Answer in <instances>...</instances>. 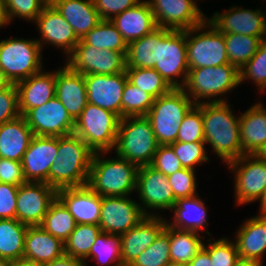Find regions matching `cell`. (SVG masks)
Here are the masks:
<instances>
[{
	"mask_svg": "<svg viewBox=\"0 0 266 266\" xmlns=\"http://www.w3.org/2000/svg\"><path fill=\"white\" fill-rule=\"evenodd\" d=\"M197 196L177 199L171 208V211H174V220L172 223H166V225L199 234L200 230H206L207 235L211 236L206 229L207 208L204 201Z\"/></svg>",
	"mask_w": 266,
	"mask_h": 266,
	"instance_id": "1f68e13d",
	"label": "cell"
},
{
	"mask_svg": "<svg viewBox=\"0 0 266 266\" xmlns=\"http://www.w3.org/2000/svg\"><path fill=\"white\" fill-rule=\"evenodd\" d=\"M86 262L87 261L83 259H77L64 254L60 258L54 259L52 262H49L44 266H87Z\"/></svg>",
	"mask_w": 266,
	"mask_h": 266,
	"instance_id": "9f6ffc18",
	"label": "cell"
},
{
	"mask_svg": "<svg viewBox=\"0 0 266 266\" xmlns=\"http://www.w3.org/2000/svg\"><path fill=\"white\" fill-rule=\"evenodd\" d=\"M187 266H212L209 253L202 248L187 264Z\"/></svg>",
	"mask_w": 266,
	"mask_h": 266,
	"instance_id": "6f0895ef",
	"label": "cell"
},
{
	"mask_svg": "<svg viewBox=\"0 0 266 266\" xmlns=\"http://www.w3.org/2000/svg\"><path fill=\"white\" fill-rule=\"evenodd\" d=\"M127 80L126 71L113 75H84L87 102L110 110L121 118L122 92Z\"/></svg>",
	"mask_w": 266,
	"mask_h": 266,
	"instance_id": "d6986e66",
	"label": "cell"
},
{
	"mask_svg": "<svg viewBox=\"0 0 266 266\" xmlns=\"http://www.w3.org/2000/svg\"><path fill=\"white\" fill-rule=\"evenodd\" d=\"M27 225L14 219H0V257L10 261L23 258Z\"/></svg>",
	"mask_w": 266,
	"mask_h": 266,
	"instance_id": "836d02e7",
	"label": "cell"
},
{
	"mask_svg": "<svg viewBox=\"0 0 266 266\" xmlns=\"http://www.w3.org/2000/svg\"><path fill=\"white\" fill-rule=\"evenodd\" d=\"M34 134L25 118H18L0 125V158L21 162Z\"/></svg>",
	"mask_w": 266,
	"mask_h": 266,
	"instance_id": "4dcf8cb0",
	"label": "cell"
},
{
	"mask_svg": "<svg viewBox=\"0 0 266 266\" xmlns=\"http://www.w3.org/2000/svg\"><path fill=\"white\" fill-rule=\"evenodd\" d=\"M55 71L43 72V69L16 83L18 91V109L21 116L28 110L42 106L55 96Z\"/></svg>",
	"mask_w": 266,
	"mask_h": 266,
	"instance_id": "d4e9b609",
	"label": "cell"
},
{
	"mask_svg": "<svg viewBox=\"0 0 266 266\" xmlns=\"http://www.w3.org/2000/svg\"><path fill=\"white\" fill-rule=\"evenodd\" d=\"M107 152L93 154L87 185L100 196H130L135 190L138 166L119 157L103 159ZM104 154V155H103Z\"/></svg>",
	"mask_w": 266,
	"mask_h": 266,
	"instance_id": "3957f363",
	"label": "cell"
},
{
	"mask_svg": "<svg viewBox=\"0 0 266 266\" xmlns=\"http://www.w3.org/2000/svg\"><path fill=\"white\" fill-rule=\"evenodd\" d=\"M151 166L160 171L166 177L183 169L180 160L177 158L170 145H159Z\"/></svg>",
	"mask_w": 266,
	"mask_h": 266,
	"instance_id": "f907efd6",
	"label": "cell"
},
{
	"mask_svg": "<svg viewBox=\"0 0 266 266\" xmlns=\"http://www.w3.org/2000/svg\"><path fill=\"white\" fill-rule=\"evenodd\" d=\"M65 254L64 243L41 226H28L25 235L23 258L43 265Z\"/></svg>",
	"mask_w": 266,
	"mask_h": 266,
	"instance_id": "f546056e",
	"label": "cell"
},
{
	"mask_svg": "<svg viewBox=\"0 0 266 266\" xmlns=\"http://www.w3.org/2000/svg\"><path fill=\"white\" fill-rule=\"evenodd\" d=\"M48 3L49 0H2L7 25L15 17L35 21Z\"/></svg>",
	"mask_w": 266,
	"mask_h": 266,
	"instance_id": "ee69618b",
	"label": "cell"
},
{
	"mask_svg": "<svg viewBox=\"0 0 266 266\" xmlns=\"http://www.w3.org/2000/svg\"><path fill=\"white\" fill-rule=\"evenodd\" d=\"M229 63L239 70L256 54L266 36L223 33Z\"/></svg>",
	"mask_w": 266,
	"mask_h": 266,
	"instance_id": "d590c367",
	"label": "cell"
},
{
	"mask_svg": "<svg viewBox=\"0 0 266 266\" xmlns=\"http://www.w3.org/2000/svg\"><path fill=\"white\" fill-rule=\"evenodd\" d=\"M55 80V96L76 121L88 103L84 75L65 65L55 71Z\"/></svg>",
	"mask_w": 266,
	"mask_h": 266,
	"instance_id": "cb8c5ba5",
	"label": "cell"
},
{
	"mask_svg": "<svg viewBox=\"0 0 266 266\" xmlns=\"http://www.w3.org/2000/svg\"><path fill=\"white\" fill-rule=\"evenodd\" d=\"M176 141L184 143L205 142L202 103L195 104L185 115L180 124Z\"/></svg>",
	"mask_w": 266,
	"mask_h": 266,
	"instance_id": "f6af8a7d",
	"label": "cell"
},
{
	"mask_svg": "<svg viewBox=\"0 0 266 266\" xmlns=\"http://www.w3.org/2000/svg\"><path fill=\"white\" fill-rule=\"evenodd\" d=\"M12 85L10 80L6 77L5 73L0 69V90Z\"/></svg>",
	"mask_w": 266,
	"mask_h": 266,
	"instance_id": "91938a15",
	"label": "cell"
},
{
	"mask_svg": "<svg viewBox=\"0 0 266 266\" xmlns=\"http://www.w3.org/2000/svg\"><path fill=\"white\" fill-rule=\"evenodd\" d=\"M40 226L64 243L75 229L76 222L64 204L56 198Z\"/></svg>",
	"mask_w": 266,
	"mask_h": 266,
	"instance_id": "74e56055",
	"label": "cell"
},
{
	"mask_svg": "<svg viewBox=\"0 0 266 266\" xmlns=\"http://www.w3.org/2000/svg\"><path fill=\"white\" fill-rule=\"evenodd\" d=\"M5 25H7V23H6V20L4 18L2 0H0V28L4 27Z\"/></svg>",
	"mask_w": 266,
	"mask_h": 266,
	"instance_id": "be15d7a7",
	"label": "cell"
},
{
	"mask_svg": "<svg viewBox=\"0 0 266 266\" xmlns=\"http://www.w3.org/2000/svg\"><path fill=\"white\" fill-rule=\"evenodd\" d=\"M234 266H263V265L255 261L239 259Z\"/></svg>",
	"mask_w": 266,
	"mask_h": 266,
	"instance_id": "94428289",
	"label": "cell"
},
{
	"mask_svg": "<svg viewBox=\"0 0 266 266\" xmlns=\"http://www.w3.org/2000/svg\"><path fill=\"white\" fill-rule=\"evenodd\" d=\"M56 198L57 189L47 183L21 184L17 193L16 219L27 226H40Z\"/></svg>",
	"mask_w": 266,
	"mask_h": 266,
	"instance_id": "9a60e30c",
	"label": "cell"
},
{
	"mask_svg": "<svg viewBox=\"0 0 266 266\" xmlns=\"http://www.w3.org/2000/svg\"><path fill=\"white\" fill-rule=\"evenodd\" d=\"M91 258L100 265L123 266L121 253V236L100 232L91 247L89 255L84 259Z\"/></svg>",
	"mask_w": 266,
	"mask_h": 266,
	"instance_id": "f35d334b",
	"label": "cell"
},
{
	"mask_svg": "<svg viewBox=\"0 0 266 266\" xmlns=\"http://www.w3.org/2000/svg\"><path fill=\"white\" fill-rule=\"evenodd\" d=\"M235 244L240 259L251 260L263 265L266 251V215L259 214L238 228Z\"/></svg>",
	"mask_w": 266,
	"mask_h": 266,
	"instance_id": "4316f807",
	"label": "cell"
},
{
	"mask_svg": "<svg viewBox=\"0 0 266 266\" xmlns=\"http://www.w3.org/2000/svg\"><path fill=\"white\" fill-rule=\"evenodd\" d=\"M157 27L186 31L206 21L194 0H149Z\"/></svg>",
	"mask_w": 266,
	"mask_h": 266,
	"instance_id": "2e32d148",
	"label": "cell"
},
{
	"mask_svg": "<svg viewBox=\"0 0 266 266\" xmlns=\"http://www.w3.org/2000/svg\"><path fill=\"white\" fill-rule=\"evenodd\" d=\"M227 102H203L204 140L226 164L245 155L241 147L240 116Z\"/></svg>",
	"mask_w": 266,
	"mask_h": 266,
	"instance_id": "6da1fadb",
	"label": "cell"
},
{
	"mask_svg": "<svg viewBox=\"0 0 266 266\" xmlns=\"http://www.w3.org/2000/svg\"><path fill=\"white\" fill-rule=\"evenodd\" d=\"M58 137L33 136L21 164L27 182H44L49 185V170L55 162Z\"/></svg>",
	"mask_w": 266,
	"mask_h": 266,
	"instance_id": "ac0fdd59",
	"label": "cell"
},
{
	"mask_svg": "<svg viewBox=\"0 0 266 266\" xmlns=\"http://www.w3.org/2000/svg\"><path fill=\"white\" fill-rule=\"evenodd\" d=\"M227 165L236 174V205L260 200L266 188V160L258 154H245Z\"/></svg>",
	"mask_w": 266,
	"mask_h": 266,
	"instance_id": "8fae6325",
	"label": "cell"
},
{
	"mask_svg": "<svg viewBox=\"0 0 266 266\" xmlns=\"http://www.w3.org/2000/svg\"><path fill=\"white\" fill-rule=\"evenodd\" d=\"M209 244L203 248L209 253L212 266H234L240 259L235 242L228 238H219L217 241L207 239Z\"/></svg>",
	"mask_w": 266,
	"mask_h": 266,
	"instance_id": "7dc6e473",
	"label": "cell"
},
{
	"mask_svg": "<svg viewBox=\"0 0 266 266\" xmlns=\"http://www.w3.org/2000/svg\"><path fill=\"white\" fill-rule=\"evenodd\" d=\"M26 182L21 162L0 158V183L20 186Z\"/></svg>",
	"mask_w": 266,
	"mask_h": 266,
	"instance_id": "11a10c76",
	"label": "cell"
},
{
	"mask_svg": "<svg viewBox=\"0 0 266 266\" xmlns=\"http://www.w3.org/2000/svg\"><path fill=\"white\" fill-rule=\"evenodd\" d=\"M111 22L121 33L127 45L157 28L153 12L147 1H140L135 6L117 14L111 19Z\"/></svg>",
	"mask_w": 266,
	"mask_h": 266,
	"instance_id": "484cf974",
	"label": "cell"
},
{
	"mask_svg": "<svg viewBox=\"0 0 266 266\" xmlns=\"http://www.w3.org/2000/svg\"><path fill=\"white\" fill-rule=\"evenodd\" d=\"M260 212L259 214L266 215V188L263 196L260 199Z\"/></svg>",
	"mask_w": 266,
	"mask_h": 266,
	"instance_id": "6125c7cd",
	"label": "cell"
},
{
	"mask_svg": "<svg viewBox=\"0 0 266 266\" xmlns=\"http://www.w3.org/2000/svg\"><path fill=\"white\" fill-rule=\"evenodd\" d=\"M186 46L189 69L215 67L229 63L223 33L219 32L207 19L202 24L186 30Z\"/></svg>",
	"mask_w": 266,
	"mask_h": 266,
	"instance_id": "9c48e42d",
	"label": "cell"
},
{
	"mask_svg": "<svg viewBox=\"0 0 266 266\" xmlns=\"http://www.w3.org/2000/svg\"><path fill=\"white\" fill-rule=\"evenodd\" d=\"M66 62L72 71L83 75H113L126 71V55L123 52L97 49L81 40Z\"/></svg>",
	"mask_w": 266,
	"mask_h": 266,
	"instance_id": "7c38bea8",
	"label": "cell"
},
{
	"mask_svg": "<svg viewBox=\"0 0 266 266\" xmlns=\"http://www.w3.org/2000/svg\"><path fill=\"white\" fill-rule=\"evenodd\" d=\"M159 144L146 116L121 118L115 153L138 167L151 165Z\"/></svg>",
	"mask_w": 266,
	"mask_h": 266,
	"instance_id": "277c9868",
	"label": "cell"
},
{
	"mask_svg": "<svg viewBox=\"0 0 266 266\" xmlns=\"http://www.w3.org/2000/svg\"><path fill=\"white\" fill-rule=\"evenodd\" d=\"M167 179L172 187L175 200L198 195L196 192L197 182L194 170L183 168L167 176Z\"/></svg>",
	"mask_w": 266,
	"mask_h": 266,
	"instance_id": "681fc988",
	"label": "cell"
},
{
	"mask_svg": "<svg viewBox=\"0 0 266 266\" xmlns=\"http://www.w3.org/2000/svg\"><path fill=\"white\" fill-rule=\"evenodd\" d=\"M20 116L16 84L0 90V125Z\"/></svg>",
	"mask_w": 266,
	"mask_h": 266,
	"instance_id": "816d5d0a",
	"label": "cell"
},
{
	"mask_svg": "<svg viewBox=\"0 0 266 266\" xmlns=\"http://www.w3.org/2000/svg\"><path fill=\"white\" fill-rule=\"evenodd\" d=\"M136 191L142 201L140 207L146 216H158L154 211L152 214L148 213V208L152 210H171L176 202L167 177L151 165L138 168Z\"/></svg>",
	"mask_w": 266,
	"mask_h": 266,
	"instance_id": "4fadbf2b",
	"label": "cell"
},
{
	"mask_svg": "<svg viewBox=\"0 0 266 266\" xmlns=\"http://www.w3.org/2000/svg\"><path fill=\"white\" fill-rule=\"evenodd\" d=\"M194 105L182 88H172L154 99L146 118L150 121L159 145L176 142L180 124Z\"/></svg>",
	"mask_w": 266,
	"mask_h": 266,
	"instance_id": "5b68a950",
	"label": "cell"
},
{
	"mask_svg": "<svg viewBox=\"0 0 266 266\" xmlns=\"http://www.w3.org/2000/svg\"><path fill=\"white\" fill-rule=\"evenodd\" d=\"M18 188L16 185L0 183V219L16 218Z\"/></svg>",
	"mask_w": 266,
	"mask_h": 266,
	"instance_id": "db71d44e",
	"label": "cell"
},
{
	"mask_svg": "<svg viewBox=\"0 0 266 266\" xmlns=\"http://www.w3.org/2000/svg\"><path fill=\"white\" fill-rule=\"evenodd\" d=\"M41 51L37 39L1 40L0 69L12 84H16L42 70Z\"/></svg>",
	"mask_w": 266,
	"mask_h": 266,
	"instance_id": "ba28073f",
	"label": "cell"
},
{
	"mask_svg": "<svg viewBox=\"0 0 266 266\" xmlns=\"http://www.w3.org/2000/svg\"><path fill=\"white\" fill-rule=\"evenodd\" d=\"M162 216H146L135 227L121 235L123 266H129L142 251L149 247L165 229L166 221Z\"/></svg>",
	"mask_w": 266,
	"mask_h": 266,
	"instance_id": "603a6c76",
	"label": "cell"
},
{
	"mask_svg": "<svg viewBox=\"0 0 266 266\" xmlns=\"http://www.w3.org/2000/svg\"><path fill=\"white\" fill-rule=\"evenodd\" d=\"M199 233L169 227V253L171 262L187 265L203 248Z\"/></svg>",
	"mask_w": 266,
	"mask_h": 266,
	"instance_id": "e575fe53",
	"label": "cell"
},
{
	"mask_svg": "<svg viewBox=\"0 0 266 266\" xmlns=\"http://www.w3.org/2000/svg\"><path fill=\"white\" fill-rule=\"evenodd\" d=\"M169 248V226L166 225L155 241L129 266H166L171 262Z\"/></svg>",
	"mask_w": 266,
	"mask_h": 266,
	"instance_id": "7bdbcfd3",
	"label": "cell"
},
{
	"mask_svg": "<svg viewBox=\"0 0 266 266\" xmlns=\"http://www.w3.org/2000/svg\"><path fill=\"white\" fill-rule=\"evenodd\" d=\"M205 144V142L184 143L176 141L171 143L170 146L180 160L183 168L195 170L196 165L210 161L207 156Z\"/></svg>",
	"mask_w": 266,
	"mask_h": 266,
	"instance_id": "c3c4849f",
	"label": "cell"
},
{
	"mask_svg": "<svg viewBox=\"0 0 266 266\" xmlns=\"http://www.w3.org/2000/svg\"><path fill=\"white\" fill-rule=\"evenodd\" d=\"M49 2L69 23L79 40L101 21L93 0H49Z\"/></svg>",
	"mask_w": 266,
	"mask_h": 266,
	"instance_id": "83f0119b",
	"label": "cell"
},
{
	"mask_svg": "<svg viewBox=\"0 0 266 266\" xmlns=\"http://www.w3.org/2000/svg\"><path fill=\"white\" fill-rule=\"evenodd\" d=\"M266 11L231 7L224 13L215 12L210 23L221 33L266 36Z\"/></svg>",
	"mask_w": 266,
	"mask_h": 266,
	"instance_id": "44dd1931",
	"label": "cell"
},
{
	"mask_svg": "<svg viewBox=\"0 0 266 266\" xmlns=\"http://www.w3.org/2000/svg\"><path fill=\"white\" fill-rule=\"evenodd\" d=\"M126 74L131 84L147 92L154 99L172 89L154 68H126Z\"/></svg>",
	"mask_w": 266,
	"mask_h": 266,
	"instance_id": "60d3db41",
	"label": "cell"
},
{
	"mask_svg": "<svg viewBox=\"0 0 266 266\" xmlns=\"http://www.w3.org/2000/svg\"><path fill=\"white\" fill-rule=\"evenodd\" d=\"M120 119L110 110L87 103L75 121L73 134L94 153L109 152L115 147Z\"/></svg>",
	"mask_w": 266,
	"mask_h": 266,
	"instance_id": "52a82bcc",
	"label": "cell"
},
{
	"mask_svg": "<svg viewBox=\"0 0 266 266\" xmlns=\"http://www.w3.org/2000/svg\"><path fill=\"white\" fill-rule=\"evenodd\" d=\"M57 198L74 217L76 224L99 225L102 196L88 185L60 188Z\"/></svg>",
	"mask_w": 266,
	"mask_h": 266,
	"instance_id": "7402d4cb",
	"label": "cell"
},
{
	"mask_svg": "<svg viewBox=\"0 0 266 266\" xmlns=\"http://www.w3.org/2000/svg\"><path fill=\"white\" fill-rule=\"evenodd\" d=\"M258 155L262 158V159H264V160H266V146L258 153Z\"/></svg>",
	"mask_w": 266,
	"mask_h": 266,
	"instance_id": "03108f58",
	"label": "cell"
},
{
	"mask_svg": "<svg viewBox=\"0 0 266 266\" xmlns=\"http://www.w3.org/2000/svg\"><path fill=\"white\" fill-rule=\"evenodd\" d=\"M23 117L35 136L63 137L74 131L75 121L56 96Z\"/></svg>",
	"mask_w": 266,
	"mask_h": 266,
	"instance_id": "5bb4252c",
	"label": "cell"
},
{
	"mask_svg": "<svg viewBox=\"0 0 266 266\" xmlns=\"http://www.w3.org/2000/svg\"><path fill=\"white\" fill-rule=\"evenodd\" d=\"M145 217L140 203H136L129 196L102 197L99 220L102 232L121 236Z\"/></svg>",
	"mask_w": 266,
	"mask_h": 266,
	"instance_id": "e0dca14e",
	"label": "cell"
},
{
	"mask_svg": "<svg viewBox=\"0 0 266 266\" xmlns=\"http://www.w3.org/2000/svg\"><path fill=\"white\" fill-rule=\"evenodd\" d=\"M11 266H44V265L41 263H37L33 260H29L26 258H20L18 260L12 261Z\"/></svg>",
	"mask_w": 266,
	"mask_h": 266,
	"instance_id": "680465c9",
	"label": "cell"
},
{
	"mask_svg": "<svg viewBox=\"0 0 266 266\" xmlns=\"http://www.w3.org/2000/svg\"><path fill=\"white\" fill-rule=\"evenodd\" d=\"M34 23L37 24L43 39L37 40L41 49L47 42L63 49L68 57L80 41L69 23L50 2L43 8Z\"/></svg>",
	"mask_w": 266,
	"mask_h": 266,
	"instance_id": "ffe728a7",
	"label": "cell"
},
{
	"mask_svg": "<svg viewBox=\"0 0 266 266\" xmlns=\"http://www.w3.org/2000/svg\"><path fill=\"white\" fill-rule=\"evenodd\" d=\"M81 41L97 49L112 50L127 54V43L111 20H101Z\"/></svg>",
	"mask_w": 266,
	"mask_h": 266,
	"instance_id": "8d00e7d4",
	"label": "cell"
},
{
	"mask_svg": "<svg viewBox=\"0 0 266 266\" xmlns=\"http://www.w3.org/2000/svg\"><path fill=\"white\" fill-rule=\"evenodd\" d=\"M240 83L253 80L260 91L266 88V39H264L256 54L239 70Z\"/></svg>",
	"mask_w": 266,
	"mask_h": 266,
	"instance_id": "bcb514c9",
	"label": "cell"
},
{
	"mask_svg": "<svg viewBox=\"0 0 266 266\" xmlns=\"http://www.w3.org/2000/svg\"><path fill=\"white\" fill-rule=\"evenodd\" d=\"M93 154L75 134L58 137L57 157L49 170V185L57 190L87 185Z\"/></svg>",
	"mask_w": 266,
	"mask_h": 266,
	"instance_id": "7a4b0ae2",
	"label": "cell"
},
{
	"mask_svg": "<svg viewBox=\"0 0 266 266\" xmlns=\"http://www.w3.org/2000/svg\"><path fill=\"white\" fill-rule=\"evenodd\" d=\"M11 265H12V261L0 257V266H11Z\"/></svg>",
	"mask_w": 266,
	"mask_h": 266,
	"instance_id": "e7e4bbea",
	"label": "cell"
},
{
	"mask_svg": "<svg viewBox=\"0 0 266 266\" xmlns=\"http://www.w3.org/2000/svg\"><path fill=\"white\" fill-rule=\"evenodd\" d=\"M240 139L244 154H258L266 146V107L262 103L240 115Z\"/></svg>",
	"mask_w": 266,
	"mask_h": 266,
	"instance_id": "f1b7e54d",
	"label": "cell"
},
{
	"mask_svg": "<svg viewBox=\"0 0 266 266\" xmlns=\"http://www.w3.org/2000/svg\"><path fill=\"white\" fill-rule=\"evenodd\" d=\"M141 0H93L101 20H111L117 14L135 6Z\"/></svg>",
	"mask_w": 266,
	"mask_h": 266,
	"instance_id": "f5cc1de1",
	"label": "cell"
},
{
	"mask_svg": "<svg viewBox=\"0 0 266 266\" xmlns=\"http://www.w3.org/2000/svg\"><path fill=\"white\" fill-rule=\"evenodd\" d=\"M154 69L171 88H183L189 72L186 31L166 29L157 38V63ZM178 77H182V82L178 81Z\"/></svg>",
	"mask_w": 266,
	"mask_h": 266,
	"instance_id": "30bf717a",
	"label": "cell"
},
{
	"mask_svg": "<svg viewBox=\"0 0 266 266\" xmlns=\"http://www.w3.org/2000/svg\"><path fill=\"white\" fill-rule=\"evenodd\" d=\"M166 266H187V265L181 264V263L170 262Z\"/></svg>",
	"mask_w": 266,
	"mask_h": 266,
	"instance_id": "003e7915",
	"label": "cell"
},
{
	"mask_svg": "<svg viewBox=\"0 0 266 266\" xmlns=\"http://www.w3.org/2000/svg\"><path fill=\"white\" fill-rule=\"evenodd\" d=\"M157 27L127 46L126 68H154L157 63V38L165 31Z\"/></svg>",
	"mask_w": 266,
	"mask_h": 266,
	"instance_id": "d6a6232c",
	"label": "cell"
},
{
	"mask_svg": "<svg viewBox=\"0 0 266 266\" xmlns=\"http://www.w3.org/2000/svg\"><path fill=\"white\" fill-rule=\"evenodd\" d=\"M100 232L99 225L76 224L75 229L64 242L65 254L84 260L89 255L91 247Z\"/></svg>",
	"mask_w": 266,
	"mask_h": 266,
	"instance_id": "ab89813d",
	"label": "cell"
},
{
	"mask_svg": "<svg viewBox=\"0 0 266 266\" xmlns=\"http://www.w3.org/2000/svg\"><path fill=\"white\" fill-rule=\"evenodd\" d=\"M238 85H240L239 69L228 63L215 67L189 69L182 89L195 104H200L203 103L200 101L202 98H208L212 103L227 102L223 96L219 99L217 96L226 94Z\"/></svg>",
	"mask_w": 266,
	"mask_h": 266,
	"instance_id": "8992f818",
	"label": "cell"
},
{
	"mask_svg": "<svg viewBox=\"0 0 266 266\" xmlns=\"http://www.w3.org/2000/svg\"><path fill=\"white\" fill-rule=\"evenodd\" d=\"M153 102L154 98L150 94L127 80L122 92L121 118L146 116Z\"/></svg>",
	"mask_w": 266,
	"mask_h": 266,
	"instance_id": "b9f144b4",
	"label": "cell"
}]
</instances>
